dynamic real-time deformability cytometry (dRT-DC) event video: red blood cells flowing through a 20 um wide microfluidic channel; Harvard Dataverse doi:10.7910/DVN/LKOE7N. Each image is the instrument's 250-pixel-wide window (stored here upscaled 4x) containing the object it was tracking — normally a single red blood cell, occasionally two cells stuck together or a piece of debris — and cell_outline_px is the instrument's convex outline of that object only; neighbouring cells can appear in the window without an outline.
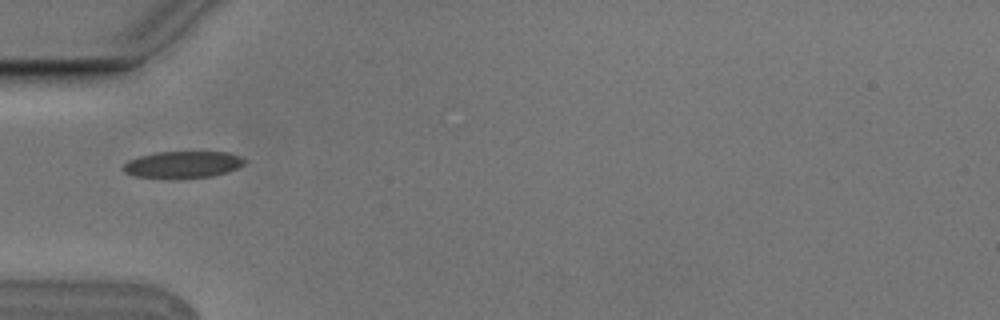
{"species": "Egyptian fruit bat (a non-hibernating species)", "species_latin": "Rousettus aegyptiacus", "temperature_condition": "cold", "stored_images_in_passage": 4, "camera_frame_rate_fps": 3000, "um_per_image_px": 0.085, "animal": {"sex": "male"}, "frame": {"image": 1, "passage_image": 3, "time_ms": 0.667, "image_size_px": [1000, 320], "cell_outline_px": [[244, 164], [228, 172], [212, 176], [136, 176], [124, 172], [120, 168], [128, 160], [140, 156], [156, 152], [228, 152], [240, 156], [244, 160]], "centroid_in_image_um": [15.53, 13.95], "position_along_channel_um": 69.5, "area_um2": 18.21}}